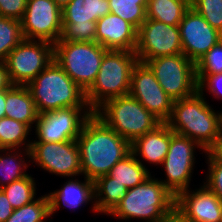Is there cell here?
Here are the masks:
<instances>
[{
	"label": "cell",
	"mask_w": 222,
	"mask_h": 222,
	"mask_svg": "<svg viewBox=\"0 0 222 222\" xmlns=\"http://www.w3.org/2000/svg\"><path fill=\"white\" fill-rule=\"evenodd\" d=\"M146 64L165 93L174 101L190 97L198 91L196 63L183 53L150 59Z\"/></svg>",
	"instance_id": "obj_8"
},
{
	"label": "cell",
	"mask_w": 222,
	"mask_h": 222,
	"mask_svg": "<svg viewBox=\"0 0 222 222\" xmlns=\"http://www.w3.org/2000/svg\"><path fill=\"white\" fill-rule=\"evenodd\" d=\"M170 139L171 129L166 123H161L152 131L136 138L131 143V153L143 166H146L144 161L161 166L168 152Z\"/></svg>",
	"instance_id": "obj_21"
},
{
	"label": "cell",
	"mask_w": 222,
	"mask_h": 222,
	"mask_svg": "<svg viewBox=\"0 0 222 222\" xmlns=\"http://www.w3.org/2000/svg\"><path fill=\"white\" fill-rule=\"evenodd\" d=\"M197 81L199 92L207 91L213 98L222 99V73L197 74Z\"/></svg>",
	"instance_id": "obj_35"
},
{
	"label": "cell",
	"mask_w": 222,
	"mask_h": 222,
	"mask_svg": "<svg viewBox=\"0 0 222 222\" xmlns=\"http://www.w3.org/2000/svg\"><path fill=\"white\" fill-rule=\"evenodd\" d=\"M209 152L219 161H222V133L216 144L209 150Z\"/></svg>",
	"instance_id": "obj_39"
},
{
	"label": "cell",
	"mask_w": 222,
	"mask_h": 222,
	"mask_svg": "<svg viewBox=\"0 0 222 222\" xmlns=\"http://www.w3.org/2000/svg\"><path fill=\"white\" fill-rule=\"evenodd\" d=\"M75 178V179H74ZM49 208L50 215L54 216V213L57 212L61 207H67L70 209H79V207L86 206L90 203L93 213L98 211L95 206V188L94 182L87 179L84 176V182L77 180L76 177L68 179L61 189L54 190L49 192Z\"/></svg>",
	"instance_id": "obj_20"
},
{
	"label": "cell",
	"mask_w": 222,
	"mask_h": 222,
	"mask_svg": "<svg viewBox=\"0 0 222 222\" xmlns=\"http://www.w3.org/2000/svg\"><path fill=\"white\" fill-rule=\"evenodd\" d=\"M178 27L183 54L194 63L222 40V34L191 7Z\"/></svg>",
	"instance_id": "obj_18"
},
{
	"label": "cell",
	"mask_w": 222,
	"mask_h": 222,
	"mask_svg": "<svg viewBox=\"0 0 222 222\" xmlns=\"http://www.w3.org/2000/svg\"><path fill=\"white\" fill-rule=\"evenodd\" d=\"M170 222H178L176 219H174V220H171Z\"/></svg>",
	"instance_id": "obj_42"
},
{
	"label": "cell",
	"mask_w": 222,
	"mask_h": 222,
	"mask_svg": "<svg viewBox=\"0 0 222 222\" xmlns=\"http://www.w3.org/2000/svg\"><path fill=\"white\" fill-rule=\"evenodd\" d=\"M196 148L206 153L196 141L171 130L169 149L161 164L165 170L166 180L160 179V182L174 197L180 192L190 189L189 184L196 163L194 155Z\"/></svg>",
	"instance_id": "obj_10"
},
{
	"label": "cell",
	"mask_w": 222,
	"mask_h": 222,
	"mask_svg": "<svg viewBox=\"0 0 222 222\" xmlns=\"http://www.w3.org/2000/svg\"><path fill=\"white\" fill-rule=\"evenodd\" d=\"M137 32L132 24L109 13L96 21L95 42L107 50L135 51Z\"/></svg>",
	"instance_id": "obj_19"
},
{
	"label": "cell",
	"mask_w": 222,
	"mask_h": 222,
	"mask_svg": "<svg viewBox=\"0 0 222 222\" xmlns=\"http://www.w3.org/2000/svg\"><path fill=\"white\" fill-rule=\"evenodd\" d=\"M38 111L27 86L12 85L6 89L5 116L26 124L31 130Z\"/></svg>",
	"instance_id": "obj_22"
},
{
	"label": "cell",
	"mask_w": 222,
	"mask_h": 222,
	"mask_svg": "<svg viewBox=\"0 0 222 222\" xmlns=\"http://www.w3.org/2000/svg\"><path fill=\"white\" fill-rule=\"evenodd\" d=\"M190 7L222 34V0H191Z\"/></svg>",
	"instance_id": "obj_32"
},
{
	"label": "cell",
	"mask_w": 222,
	"mask_h": 222,
	"mask_svg": "<svg viewBox=\"0 0 222 222\" xmlns=\"http://www.w3.org/2000/svg\"><path fill=\"white\" fill-rule=\"evenodd\" d=\"M30 162L29 149H0V188L26 177Z\"/></svg>",
	"instance_id": "obj_23"
},
{
	"label": "cell",
	"mask_w": 222,
	"mask_h": 222,
	"mask_svg": "<svg viewBox=\"0 0 222 222\" xmlns=\"http://www.w3.org/2000/svg\"><path fill=\"white\" fill-rule=\"evenodd\" d=\"M14 208L8 201L6 194L0 188V222H5L13 213Z\"/></svg>",
	"instance_id": "obj_37"
},
{
	"label": "cell",
	"mask_w": 222,
	"mask_h": 222,
	"mask_svg": "<svg viewBox=\"0 0 222 222\" xmlns=\"http://www.w3.org/2000/svg\"><path fill=\"white\" fill-rule=\"evenodd\" d=\"M129 95L139 101L162 123L169 119L174 100L165 93L154 72L146 63L138 61L134 66Z\"/></svg>",
	"instance_id": "obj_16"
},
{
	"label": "cell",
	"mask_w": 222,
	"mask_h": 222,
	"mask_svg": "<svg viewBox=\"0 0 222 222\" xmlns=\"http://www.w3.org/2000/svg\"><path fill=\"white\" fill-rule=\"evenodd\" d=\"M190 4L191 0H148L146 18L179 26Z\"/></svg>",
	"instance_id": "obj_25"
},
{
	"label": "cell",
	"mask_w": 222,
	"mask_h": 222,
	"mask_svg": "<svg viewBox=\"0 0 222 222\" xmlns=\"http://www.w3.org/2000/svg\"><path fill=\"white\" fill-rule=\"evenodd\" d=\"M222 73V40L196 63V74Z\"/></svg>",
	"instance_id": "obj_33"
},
{
	"label": "cell",
	"mask_w": 222,
	"mask_h": 222,
	"mask_svg": "<svg viewBox=\"0 0 222 222\" xmlns=\"http://www.w3.org/2000/svg\"><path fill=\"white\" fill-rule=\"evenodd\" d=\"M54 59V44L23 39L4 61L12 85L27 86Z\"/></svg>",
	"instance_id": "obj_9"
},
{
	"label": "cell",
	"mask_w": 222,
	"mask_h": 222,
	"mask_svg": "<svg viewBox=\"0 0 222 222\" xmlns=\"http://www.w3.org/2000/svg\"><path fill=\"white\" fill-rule=\"evenodd\" d=\"M148 0H109L110 11L132 24L137 30L146 18Z\"/></svg>",
	"instance_id": "obj_30"
},
{
	"label": "cell",
	"mask_w": 222,
	"mask_h": 222,
	"mask_svg": "<svg viewBox=\"0 0 222 222\" xmlns=\"http://www.w3.org/2000/svg\"><path fill=\"white\" fill-rule=\"evenodd\" d=\"M82 176L95 182L131 153V143L94 113L84 122L76 140Z\"/></svg>",
	"instance_id": "obj_1"
},
{
	"label": "cell",
	"mask_w": 222,
	"mask_h": 222,
	"mask_svg": "<svg viewBox=\"0 0 222 222\" xmlns=\"http://www.w3.org/2000/svg\"><path fill=\"white\" fill-rule=\"evenodd\" d=\"M135 53L142 63L183 53L179 27L146 19L137 32Z\"/></svg>",
	"instance_id": "obj_14"
},
{
	"label": "cell",
	"mask_w": 222,
	"mask_h": 222,
	"mask_svg": "<svg viewBox=\"0 0 222 222\" xmlns=\"http://www.w3.org/2000/svg\"><path fill=\"white\" fill-rule=\"evenodd\" d=\"M24 39L20 20L0 16V61Z\"/></svg>",
	"instance_id": "obj_31"
},
{
	"label": "cell",
	"mask_w": 222,
	"mask_h": 222,
	"mask_svg": "<svg viewBox=\"0 0 222 222\" xmlns=\"http://www.w3.org/2000/svg\"><path fill=\"white\" fill-rule=\"evenodd\" d=\"M30 161L43 170L61 177L82 175L76 140L65 142H31Z\"/></svg>",
	"instance_id": "obj_13"
},
{
	"label": "cell",
	"mask_w": 222,
	"mask_h": 222,
	"mask_svg": "<svg viewBox=\"0 0 222 222\" xmlns=\"http://www.w3.org/2000/svg\"><path fill=\"white\" fill-rule=\"evenodd\" d=\"M24 39L55 44L62 35V10L53 0H27L20 20Z\"/></svg>",
	"instance_id": "obj_15"
},
{
	"label": "cell",
	"mask_w": 222,
	"mask_h": 222,
	"mask_svg": "<svg viewBox=\"0 0 222 222\" xmlns=\"http://www.w3.org/2000/svg\"><path fill=\"white\" fill-rule=\"evenodd\" d=\"M57 6L62 10L66 7L72 0H53Z\"/></svg>",
	"instance_id": "obj_41"
},
{
	"label": "cell",
	"mask_w": 222,
	"mask_h": 222,
	"mask_svg": "<svg viewBox=\"0 0 222 222\" xmlns=\"http://www.w3.org/2000/svg\"><path fill=\"white\" fill-rule=\"evenodd\" d=\"M178 222H222V200L204 183L199 189L185 190L175 197Z\"/></svg>",
	"instance_id": "obj_17"
},
{
	"label": "cell",
	"mask_w": 222,
	"mask_h": 222,
	"mask_svg": "<svg viewBox=\"0 0 222 222\" xmlns=\"http://www.w3.org/2000/svg\"><path fill=\"white\" fill-rule=\"evenodd\" d=\"M109 13V0H72L62 9L59 41L95 42L96 21Z\"/></svg>",
	"instance_id": "obj_11"
},
{
	"label": "cell",
	"mask_w": 222,
	"mask_h": 222,
	"mask_svg": "<svg viewBox=\"0 0 222 222\" xmlns=\"http://www.w3.org/2000/svg\"><path fill=\"white\" fill-rule=\"evenodd\" d=\"M6 89L0 90V118L5 117Z\"/></svg>",
	"instance_id": "obj_40"
},
{
	"label": "cell",
	"mask_w": 222,
	"mask_h": 222,
	"mask_svg": "<svg viewBox=\"0 0 222 222\" xmlns=\"http://www.w3.org/2000/svg\"><path fill=\"white\" fill-rule=\"evenodd\" d=\"M107 51L97 42L57 41L54 60L86 92L94 83Z\"/></svg>",
	"instance_id": "obj_7"
},
{
	"label": "cell",
	"mask_w": 222,
	"mask_h": 222,
	"mask_svg": "<svg viewBox=\"0 0 222 222\" xmlns=\"http://www.w3.org/2000/svg\"><path fill=\"white\" fill-rule=\"evenodd\" d=\"M12 83L10 82L8 71L5 62L0 61V90L10 88Z\"/></svg>",
	"instance_id": "obj_38"
},
{
	"label": "cell",
	"mask_w": 222,
	"mask_h": 222,
	"mask_svg": "<svg viewBox=\"0 0 222 222\" xmlns=\"http://www.w3.org/2000/svg\"><path fill=\"white\" fill-rule=\"evenodd\" d=\"M94 114L130 143L162 123L130 95L107 100Z\"/></svg>",
	"instance_id": "obj_6"
},
{
	"label": "cell",
	"mask_w": 222,
	"mask_h": 222,
	"mask_svg": "<svg viewBox=\"0 0 222 222\" xmlns=\"http://www.w3.org/2000/svg\"><path fill=\"white\" fill-rule=\"evenodd\" d=\"M92 114L90 107H69L39 114L34 127L37 137L32 142L77 140L84 122Z\"/></svg>",
	"instance_id": "obj_12"
},
{
	"label": "cell",
	"mask_w": 222,
	"mask_h": 222,
	"mask_svg": "<svg viewBox=\"0 0 222 222\" xmlns=\"http://www.w3.org/2000/svg\"><path fill=\"white\" fill-rule=\"evenodd\" d=\"M50 217L49 198L44 194L31 203L14 209L5 222H47L52 220Z\"/></svg>",
	"instance_id": "obj_28"
},
{
	"label": "cell",
	"mask_w": 222,
	"mask_h": 222,
	"mask_svg": "<svg viewBox=\"0 0 222 222\" xmlns=\"http://www.w3.org/2000/svg\"><path fill=\"white\" fill-rule=\"evenodd\" d=\"M95 206L98 213L107 216L116 208L127 195L128 188L115 182L109 175L101 176L94 182Z\"/></svg>",
	"instance_id": "obj_24"
},
{
	"label": "cell",
	"mask_w": 222,
	"mask_h": 222,
	"mask_svg": "<svg viewBox=\"0 0 222 222\" xmlns=\"http://www.w3.org/2000/svg\"><path fill=\"white\" fill-rule=\"evenodd\" d=\"M27 87L39 114L69 107H89L85 92L54 59Z\"/></svg>",
	"instance_id": "obj_4"
},
{
	"label": "cell",
	"mask_w": 222,
	"mask_h": 222,
	"mask_svg": "<svg viewBox=\"0 0 222 222\" xmlns=\"http://www.w3.org/2000/svg\"><path fill=\"white\" fill-rule=\"evenodd\" d=\"M26 6L27 0H0V16L21 20Z\"/></svg>",
	"instance_id": "obj_36"
},
{
	"label": "cell",
	"mask_w": 222,
	"mask_h": 222,
	"mask_svg": "<svg viewBox=\"0 0 222 222\" xmlns=\"http://www.w3.org/2000/svg\"><path fill=\"white\" fill-rule=\"evenodd\" d=\"M109 215L122 221L136 218L143 222H170L175 219V197L159 179L150 176L128 189Z\"/></svg>",
	"instance_id": "obj_3"
},
{
	"label": "cell",
	"mask_w": 222,
	"mask_h": 222,
	"mask_svg": "<svg viewBox=\"0 0 222 222\" xmlns=\"http://www.w3.org/2000/svg\"><path fill=\"white\" fill-rule=\"evenodd\" d=\"M147 166H143L138 159L130 153L121 161H118L110 170L109 176L115 179V182L124 184L131 189L143 183L151 173Z\"/></svg>",
	"instance_id": "obj_26"
},
{
	"label": "cell",
	"mask_w": 222,
	"mask_h": 222,
	"mask_svg": "<svg viewBox=\"0 0 222 222\" xmlns=\"http://www.w3.org/2000/svg\"><path fill=\"white\" fill-rule=\"evenodd\" d=\"M138 63L135 51L108 50L92 86L85 92L93 113L107 100L129 95L131 74Z\"/></svg>",
	"instance_id": "obj_5"
},
{
	"label": "cell",
	"mask_w": 222,
	"mask_h": 222,
	"mask_svg": "<svg viewBox=\"0 0 222 222\" xmlns=\"http://www.w3.org/2000/svg\"><path fill=\"white\" fill-rule=\"evenodd\" d=\"M31 131L26 124L15 119L0 118V149H30L32 141L27 137Z\"/></svg>",
	"instance_id": "obj_27"
},
{
	"label": "cell",
	"mask_w": 222,
	"mask_h": 222,
	"mask_svg": "<svg viewBox=\"0 0 222 222\" xmlns=\"http://www.w3.org/2000/svg\"><path fill=\"white\" fill-rule=\"evenodd\" d=\"M14 209L31 203L36 199V182L31 174L1 188Z\"/></svg>",
	"instance_id": "obj_29"
},
{
	"label": "cell",
	"mask_w": 222,
	"mask_h": 222,
	"mask_svg": "<svg viewBox=\"0 0 222 222\" xmlns=\"http://www.w3.org/2000/svg\"><path fill=\"white\" fill-rule=\"evenodd\" d=\"M208 172L203 182L222 200V161L217 160L209 151H206Z\"/></svg>",
	"instance_id": "obj_34"
},
{
	"label": "cell",
	"mask_w": 222,
	"mask_h": 222,
	"mask_svg": "<svg viewBox=\"0 0 222 222\" xmlns=\"http://www.w3.org/2000/svg\"><path fill=\"white\" fill-rule=\"evenodd\" d=\"M204 92L174 101L171 115L165 122L176 134L196 141L209 151L222 133V112L215 111L206 101Z\"/></svg>",
	"instance_id": "obj_2"
}]
</instances>
